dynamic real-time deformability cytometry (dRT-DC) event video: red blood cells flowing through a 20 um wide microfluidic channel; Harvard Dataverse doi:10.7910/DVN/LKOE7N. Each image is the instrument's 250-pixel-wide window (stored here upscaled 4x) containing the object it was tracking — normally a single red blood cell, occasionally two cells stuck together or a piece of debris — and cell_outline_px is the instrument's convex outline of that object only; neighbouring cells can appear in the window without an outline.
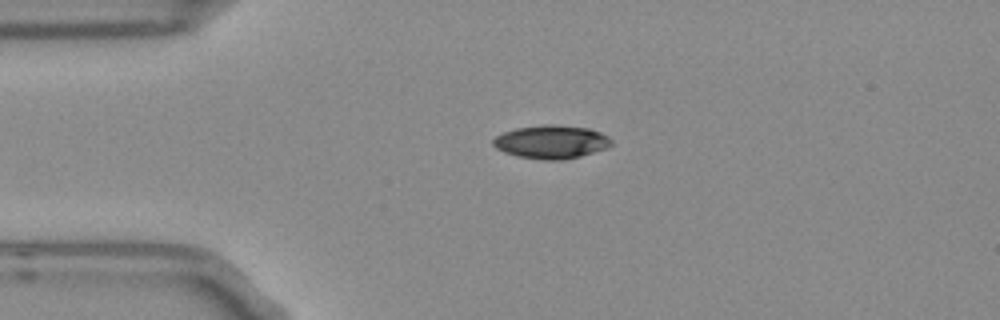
{"species": "Egyptian fruit bat (a non-hibernating species)", "species_latin": "Rousettus aegyptiacus", "temperature_condition": "room temperature", "stored_images_in_passage": 2, "camera_frame_rate_fps": 3000, "um_per_image_px": 0.085, "frame": {"image": 1, "passage_image": 1, "time_ms": 0.0, "image_size_px": [1000, 320], "cell_outline_px": [[612, 144], [604, 148], [580, 156], [564, 160], [544, 160], [516, 156], [504, 152], [496, 148], [492, 144], [492, 140], [496, 136], [504, 132], [516, 128], [544, 124], [552, 124], [588, 128], [600, 132], [608, 136], [612, 140]], "centroid_in_image_um": [46.83, 12.06], "position_along_channel_um": 38.2, "area_um2": 22.95}}